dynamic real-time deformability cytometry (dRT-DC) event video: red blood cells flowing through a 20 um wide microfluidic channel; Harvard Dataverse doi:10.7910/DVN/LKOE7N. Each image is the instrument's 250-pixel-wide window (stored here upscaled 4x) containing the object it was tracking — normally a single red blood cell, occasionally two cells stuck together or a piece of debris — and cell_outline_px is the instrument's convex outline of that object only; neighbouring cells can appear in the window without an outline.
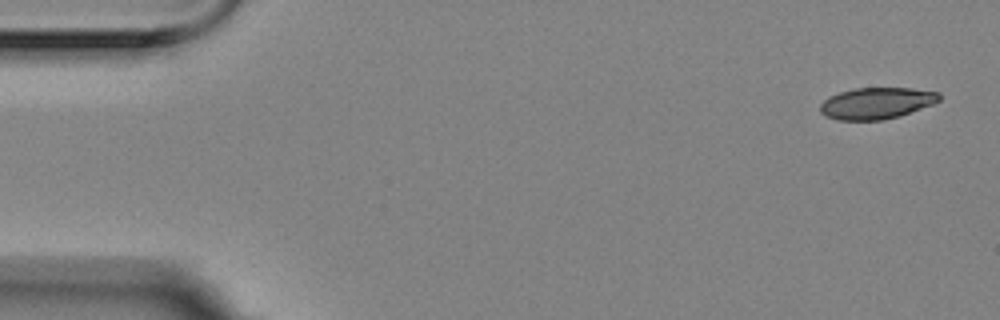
{"species": "Egyptian fruit bat (a non-hibernating species)", "species_latin": "Rousettus aegyptiacus", "temperature_condition": "room temperature", "stored_images_in_passage": 7, "camera_frame_rate_fps": 3000, "um_per_image_px": 0.085, "animal": {"sex": "female"}, "frame": {"image": 1, "passage_image": 7, "time_ms": 2.0, "image_size_px": [1000, 320], "cell_outline_px": [[940, 100], [932, 104], [900, 116], [884, 120], [836, 120], [820, 112], [820, 104], [828, 96], [840, 92], [856, 88], [912, 88], [940, 92]], "centroid_in_image_um": [74.5, 8.77], "position_along_channel_um": 10.5, "area_um2": 21.85}}